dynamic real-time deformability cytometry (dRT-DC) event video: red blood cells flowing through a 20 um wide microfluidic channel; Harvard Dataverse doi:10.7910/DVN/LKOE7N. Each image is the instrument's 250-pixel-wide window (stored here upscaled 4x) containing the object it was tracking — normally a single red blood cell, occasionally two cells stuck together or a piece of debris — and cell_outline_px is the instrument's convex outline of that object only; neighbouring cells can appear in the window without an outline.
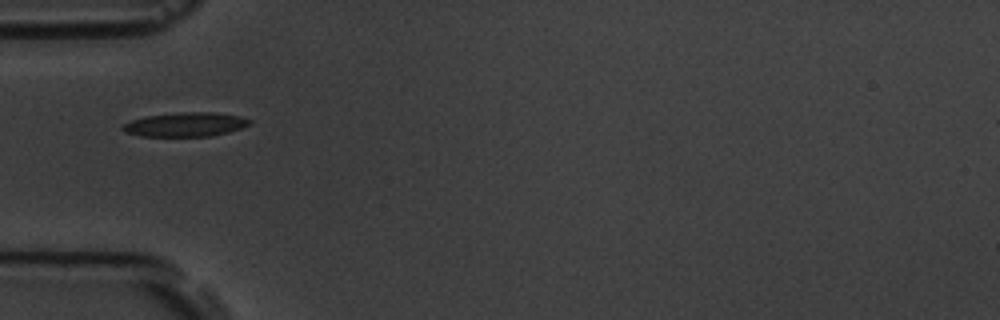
{"species": "common noctule bat (a hibernating species)", "species_latin": "Nyctalus noctula", "temperature_condition": "room temperature", "stored_images_in_passage": 4, "camera_frame_rate_fps": 3000, "um_per_image_px": 0.085, "animal": {"sex": "male", "body_mass_g": 19.5, "forearm_length_mm": 54.6}, "frame": {"image": 1, "passage_image": 1, "time_ms": 0.0, "image_size_px": [1000, 320], "cell_outline_px": [[252, 124], [228, 132], [212, 136], [140, 136], [124, 132], [120, 128], [124, 124], [132, 120], [144, 116], [176, 112], [216, 112], [240, 116], [252, 120]], "centroid_in_image_um": [15.76, 10.57], "position_along_channel_um": 69.2, "area_um2": 18.03}}
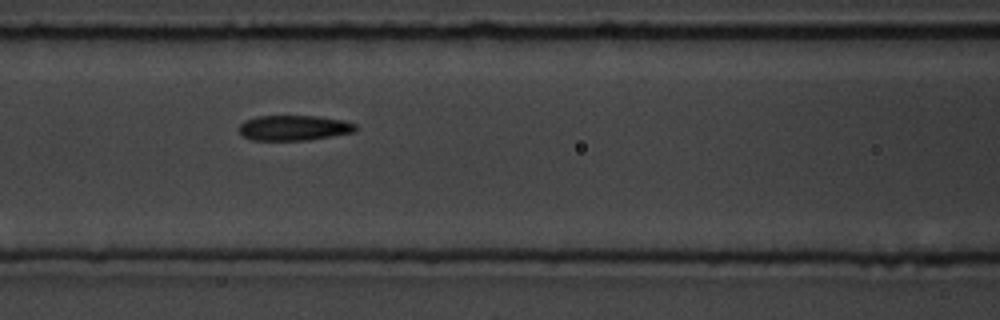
{"frame": {"image": 2, "passage_image": 3, "time_ms": 2.0, "image_size_px": [1000, 320], "cell_outline_px": [[356, 132], [308, 140], [252, 140], [244, 136], [240, 132], [240, 124], [244, 120], [256, 116], [320, 116], [344, 120], [356, 124]], "centroid_in_image_um": [25.01, 10.86], "position_along_channel_um": 141.6, "area_um2": 17.22}}
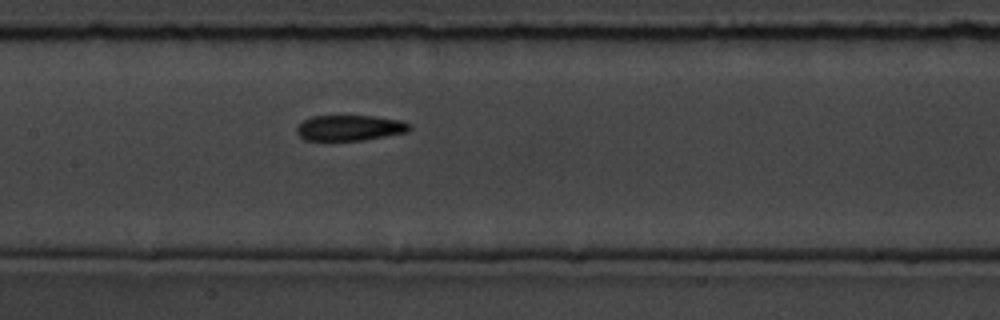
{"frame": {"image": 3, "passage_image": 4, "time_ms": 3.0, "image_size_px": [1000, 320], "cell_outline_px": [[412, 128], [408, 132], [364, 140], [304, 140], [296, 132], [296, 128], [304, 120], [312, 116], [376, 116], [400, 120], [412, 124]], "centroid_in_image_um": [29.77, 10.87], "position_along_channel_um": 177.6, "area_um2": 16.88}}